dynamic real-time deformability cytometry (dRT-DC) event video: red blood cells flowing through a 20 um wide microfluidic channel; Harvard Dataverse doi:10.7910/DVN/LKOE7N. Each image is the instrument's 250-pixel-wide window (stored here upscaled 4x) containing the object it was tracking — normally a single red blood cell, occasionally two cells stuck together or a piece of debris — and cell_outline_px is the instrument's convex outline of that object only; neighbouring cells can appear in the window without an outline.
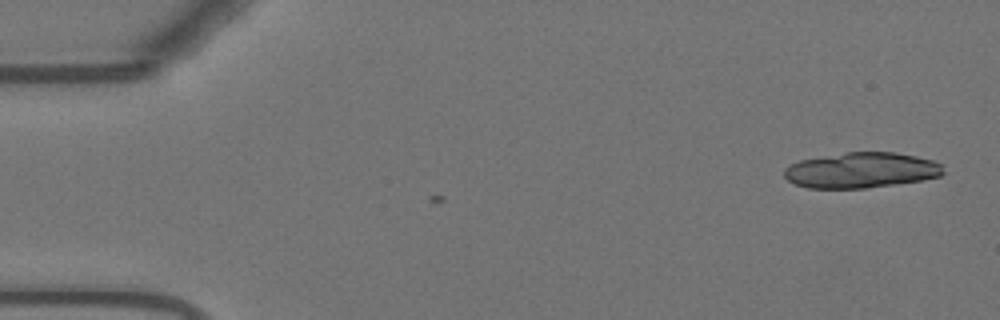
{"species": "Egyptian fruit bat (a non-hibernating species)", "species_latin": "Rousettus aegyptiacus", "temperature_condition": "warm", "stored_images_in_passage": 3, "camera_frame_rate_fps": 3000, "um_per_image_px": 0.085, "animal": {"sex": "female"}, "frame": {"image": 1, "passage_image": 3, "time_ms": 0.667, "image_size_px": [1000, 320], "cell_outline_px": [[944, 172], [940, 176], [920, 180], [868, 188], [808, 188], [796, 184], [788, 180], [784, 176], [784, 168], [800, 160], [844, 152], [896, 152], [916, 156], [932, 160], [940, 164]], "centroid_in_image_um": [73.19, 14.46], "position_along_channel_um": 11.8, "area_um2": 32.77}}